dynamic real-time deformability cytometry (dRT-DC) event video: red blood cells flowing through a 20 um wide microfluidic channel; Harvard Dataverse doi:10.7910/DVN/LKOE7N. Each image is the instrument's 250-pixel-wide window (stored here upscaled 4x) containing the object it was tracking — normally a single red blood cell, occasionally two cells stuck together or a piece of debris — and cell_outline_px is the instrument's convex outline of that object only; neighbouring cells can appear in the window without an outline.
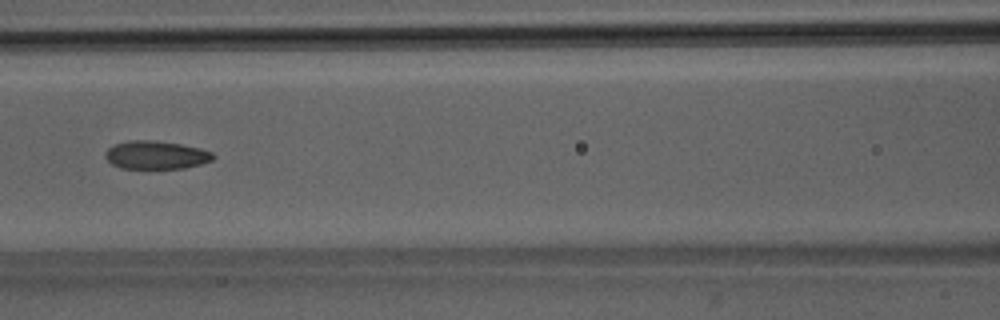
{"species": "Egyptian fruit bat (a non-hibernating species)", "species_latin": "Rousettus aegyptiacus", "temperature_condition": "room temperature", "stored_images_in_passage": 6, "camera_frame_rate_fps": 3000, "um_per_image_px": 0.085, "animal": {"sex": "male"}, "frame": {"image": 1, "passage_image": 6, "time_ms": 6.667, "image_size_px": [1000, 320], "cell_outline_px": [[216, 156], [212, 160], [200, 164], [184, 168], [120, 168], [112, 164], [104, 156], [104, 152], [108, 148], [116, 144], [128, 140], [152, 140], [180, 144], [200, 148], [212, 152]], "centroid_in_image_um": [13.25, 13.17], "position_along_channel_um": 153.3, "area_um2": 17.69}}